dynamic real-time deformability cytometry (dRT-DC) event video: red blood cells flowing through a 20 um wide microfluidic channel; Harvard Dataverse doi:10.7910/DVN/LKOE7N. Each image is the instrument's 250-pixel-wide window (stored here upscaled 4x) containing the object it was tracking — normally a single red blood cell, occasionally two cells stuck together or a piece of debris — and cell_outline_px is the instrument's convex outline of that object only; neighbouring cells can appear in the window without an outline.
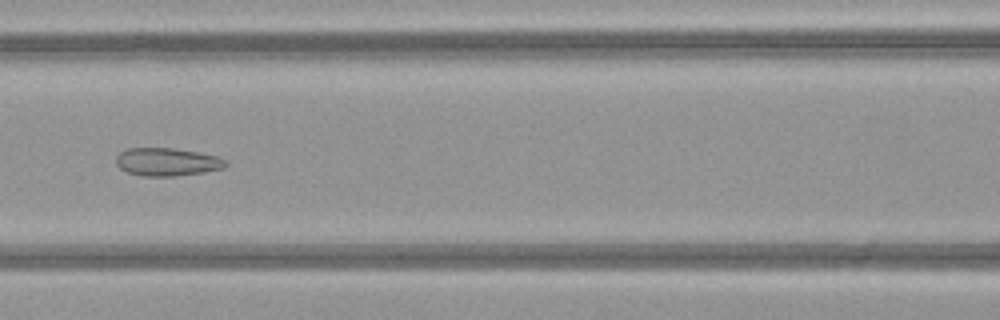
{"species": "common noctule bat (a hibernating species)", "species_latin": "Nyctalus noctula", "temperature_condition": "warm", "stored_images_in_passage": 36, "camera_frame_rate_fps": 3000, "um_per_image_px": 0.085, "animal": {"sex": "female", "body_mass_g": 21.9}, "frame": {"image": 1, "passage_image": 8, "time_ms": 2.333, "image_size_px": [1000, 320], "cell_outline_px": [[228, 164], [224, 168], [204, 172], [176, 176], [144, 176], [128, 172], [120, 168], [116, 164], [116, 156], [120, 152], [128, 148], [172, 148], [196, 152], [216, 156], [228, 160]], "centroid_in_image_um": [14.21, 13.76], "position_along_channel_um": 152.4, "area_um2": 17.86}}
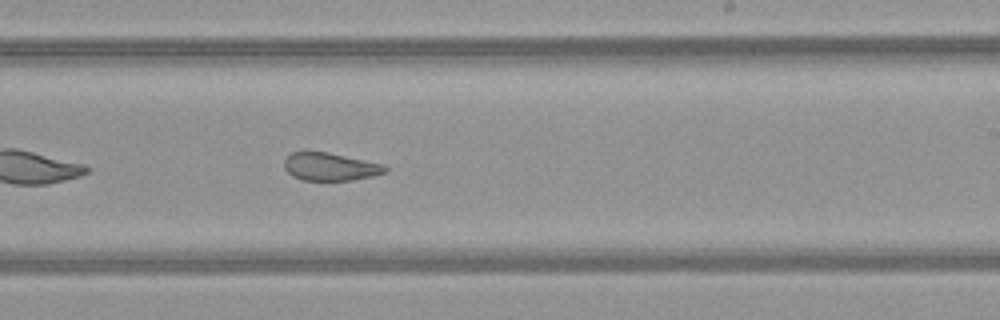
{"frame": {"image": 2, "passage_image": 16, "time_ms": 5.0, "image_size_px": [1000, 320], "cell_outline_px": [[388, 172], [372, 176], [352, 180], [304, 180], [292, 176], [284, 168], [284, 160], [292, 152], [328, 152], [384, 164], [388, 168]], "centroid_in_image_um": [28.09, 14.17], "position_along_channel_um": 260.9, "area_um2": 16.36}}
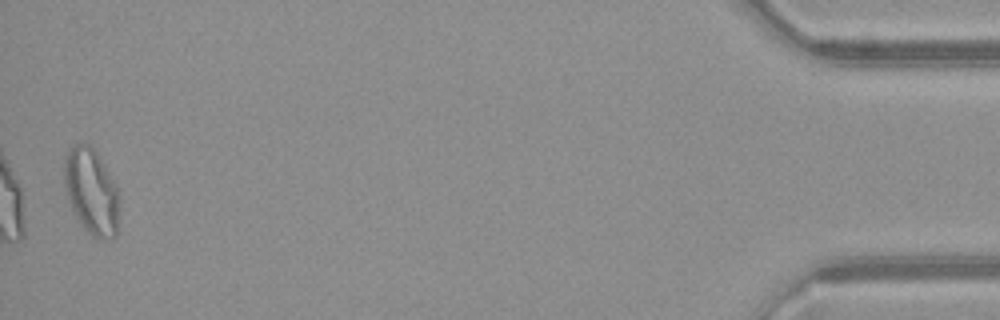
{"frame": {"image": 3, "passage_image": 35, "time_ms": 11.333, "image_size_px": [1000, 320], "cell_outline_px": [[120, 196], [116, 236], [100, 240], [92, 236], [84, 228], [76, 216], [68, 200], [64, 184], [64, 156], [68, 148], [72, 144], [92, 144], [116, 184]], "centroid_in_image_um": [7.77, 16.24], "position_along_channel_um": 427.4, "area_um2": 27.98}, "authors_computed_cell_mechanics": {"area_um2": 18.496, "velocity_mm_per_s": 4.0811, "shape_relaxation_time_tau1_ms": null, "shape_relaxation_time_tau2_ms": 1.5641, "deformation_change_tau1": null, "deformation_change_tau2": 0.0861}}